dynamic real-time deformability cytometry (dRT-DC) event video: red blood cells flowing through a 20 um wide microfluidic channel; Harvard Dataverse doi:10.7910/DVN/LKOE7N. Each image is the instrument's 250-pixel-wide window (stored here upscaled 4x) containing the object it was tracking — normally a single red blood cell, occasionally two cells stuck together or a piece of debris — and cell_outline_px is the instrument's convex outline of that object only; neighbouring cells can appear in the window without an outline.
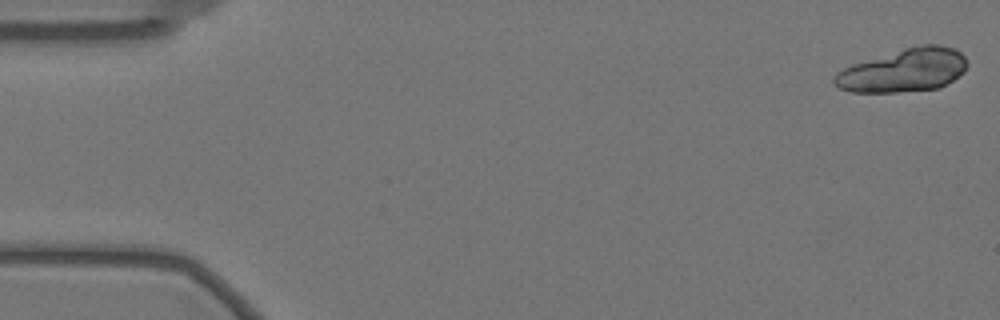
{"species": "Egyptian fruit bat (a non-hibernating species)", "species_latin": "Rousettus aegyptiacus", "temperature_condition": "warm", "stored_images_in_passage": 19, "camera_frame_rate_fps": 3000, "um_per_image_px": 0.085, "animal": {"sex": "female"}, "frame": {"image": 1, "passage_image": 1, "time_ms": 0.0, "image_size_px": [1000, 320], "cell_outline_px": [[968, 64], [964, 72], [940, 88], [896, 92], [852, 92], [840, 88], [832, 84], [832, 76], [836, 72], [852, 64], [904, 48], [924, 44], [940, 44], [956, 48], [968, 60]], "centroid_in_image_um": [76.82, 5.97], "position_along_channel_um": 8.2, "area_um2": 33.7}}